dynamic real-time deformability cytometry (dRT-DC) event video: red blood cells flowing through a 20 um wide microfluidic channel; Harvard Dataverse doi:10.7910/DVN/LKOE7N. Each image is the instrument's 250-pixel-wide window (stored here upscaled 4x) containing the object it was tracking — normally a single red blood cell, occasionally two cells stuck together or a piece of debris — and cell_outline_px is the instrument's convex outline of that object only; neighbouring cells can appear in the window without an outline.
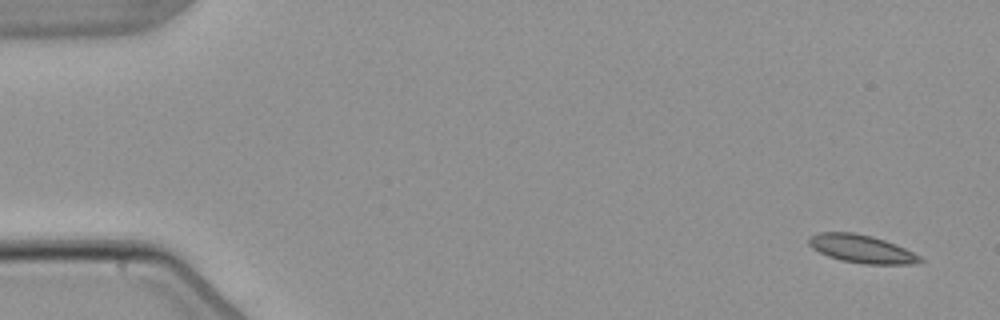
{"species": "common noctule bat (a hibernating species)", "species_latin": "Nyctalus noctula", "temperature_condition": "warm", "stored_images_in_passage": 6, "camera_frame_rate_fps": 3000, "um_per_image_px": 0.085, "animal": {"sex": "male", "body_mass_g": 21.5, "forearm_length_mm": 52.0}, "frame": {"image": 1, "passage_image": 1, "time_ms": 0.0, "image_size_px": [1000, 320], "cell_outline_px": [[924, 260], [916, 264], [864, 264], [840, 260], [828, 256], [812, 248], [808, 244], [808, 236], [820, 232], [852, 232], [872, 236], [896, 244], [920, 256]], "centroid_in_image_um": [73.22, 21.15], "position_along_channel_um": 11.8, "area_um2": 18.21}}
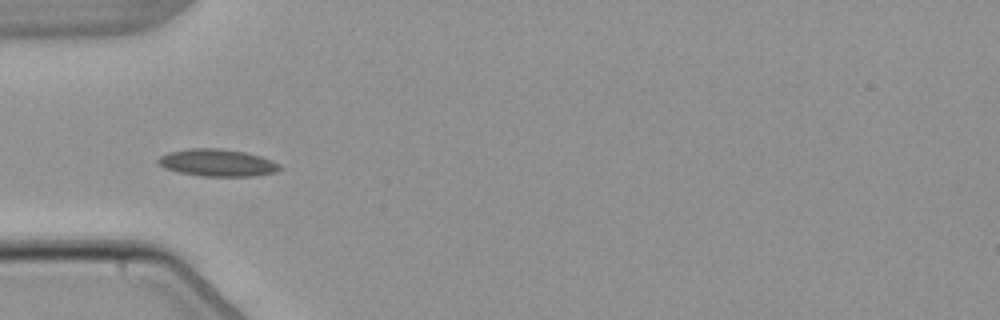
{"frame": {"image": 2, "passage_image": 4, "time_ms": 5.0, "image_size_px": [1000, 320], "cell_outline_px": [[284, 168], [276, 172], [256, 176], [200, 176], [180, 172], [164, 168], [156, 160], [160, 156], [168, 152], [188, 148], [220, 148], [244, 152], [260, 156], [272, 160], [280, 164]], "centroid_in_image_um": [18.5, 13.83], "position_along_channel_um": 66.5, "area_um2": 19.42}}
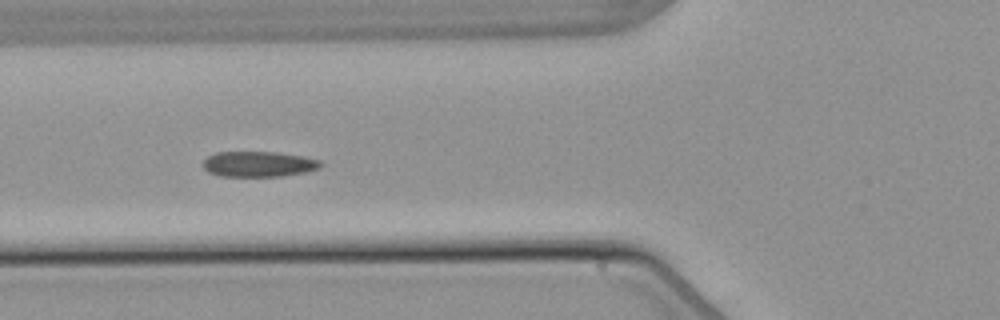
{"frame": {"image": 3, "passage_image": 5, "time_ms": 6.0, "image_size_px": [1000, 320], "cell_outline_px": [[324, 164], [320, 168], [304, 172], [280, 176], [220, 176], [208, 172], [204, 168], [204, 160], [208, 156], [216, 152], [276, 152], [304, 156], [320, 160]], "centroid_in_image_um": [22.0, 13.94], "position_along_channel_um": 103.8, "area_um2": 17.46}}